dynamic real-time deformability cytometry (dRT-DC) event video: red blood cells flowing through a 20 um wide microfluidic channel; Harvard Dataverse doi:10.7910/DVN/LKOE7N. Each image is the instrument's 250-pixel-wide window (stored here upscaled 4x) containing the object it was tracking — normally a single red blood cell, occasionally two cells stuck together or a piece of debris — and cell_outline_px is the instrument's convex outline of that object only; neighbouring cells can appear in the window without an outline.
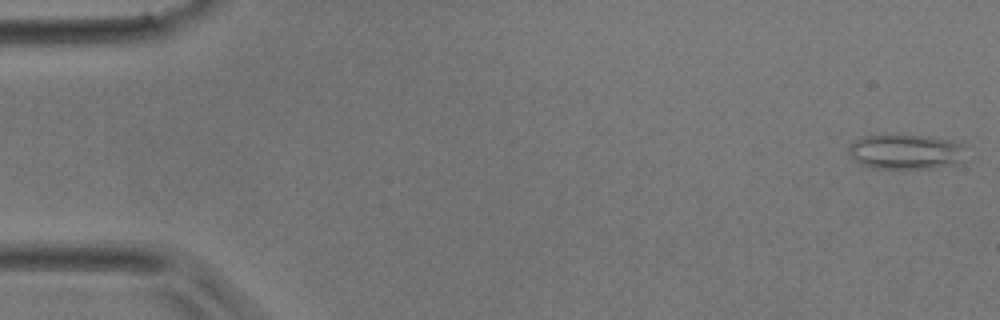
{"species": "common noctule bat (a hibernating species)", "species_latin": "Nyctalus noctula", "temperature_condition": "room temperature", "stored_images_in_passage": 44, "camera_frame_rate_fps": 3000, "um_per_image_px": 0.085, "animal": {"sex": "male", "body_mass_g": 17.9}, "frame": {"image": 1, "passage_image": 1, "time_ms": 0.0, "image_size_px": [1000, 320], "cell_outline_px": [[968, 160], [960, 164], [932, 168], [876, 168], [860, 164], [848, 152], [848, 148], [856, 140], [864, 136], [884, 132], [920, 136], [948, 140], [960, 144]], "centroid_in_image_um": [77.0, 12.88], "position_along_channel_um": 8.0, "area_um2": 24.28}}
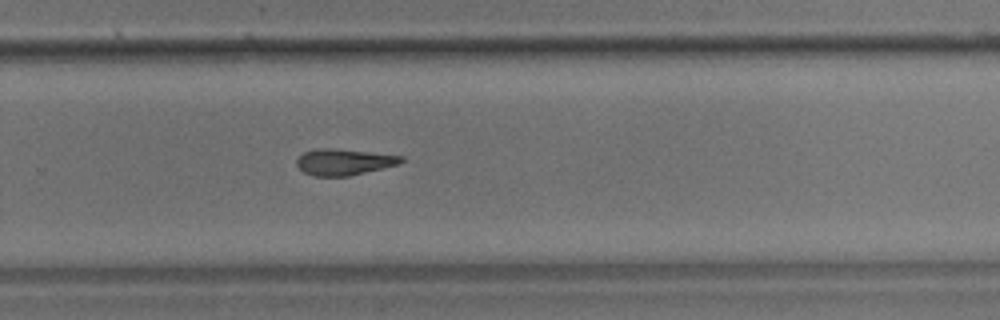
{"frame": {"image": 2, "passage_image": 29, "time_ms": 9.333, "image_size_px": [1000, 320], "cell_outline_px": [[404, 160], [400, 164], [348, 176], [312, 176], [304, 172], [296, 164], [296, 160], [304, 152], [316, 148], [328, 148], [404, 156]], "centroid_in_image_um": [29.22, 13.77], "position_along_channel_um": 300.6, "area_um2": 15.78}}
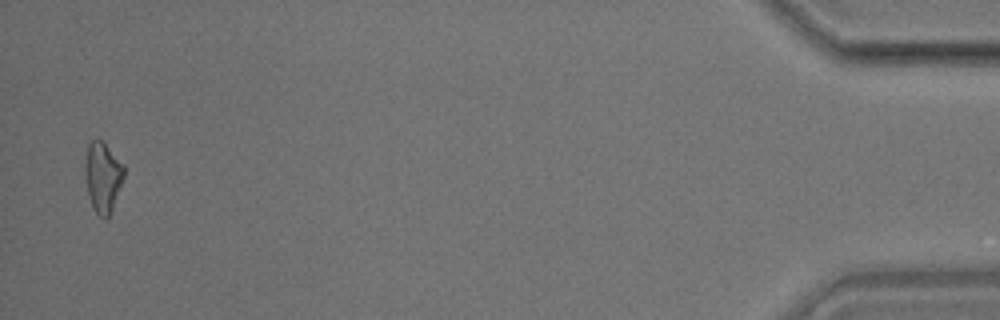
{"frame": {"image": 3, "passage_image": 43, "time_ms": 14.0, "image_size_px": [1000, 320], "cell_outline_px": [[124, 176], [112, 208], [108, 216], [104, 220], [92, 208], [88, 196], [84, 176], [88, 144], [92, 140], [104, 140], [124, 164]], "centroid_in_image_um": [8.73, 15.02], "position_along_channel_um": 426.5, "area_um2": 16.01}}